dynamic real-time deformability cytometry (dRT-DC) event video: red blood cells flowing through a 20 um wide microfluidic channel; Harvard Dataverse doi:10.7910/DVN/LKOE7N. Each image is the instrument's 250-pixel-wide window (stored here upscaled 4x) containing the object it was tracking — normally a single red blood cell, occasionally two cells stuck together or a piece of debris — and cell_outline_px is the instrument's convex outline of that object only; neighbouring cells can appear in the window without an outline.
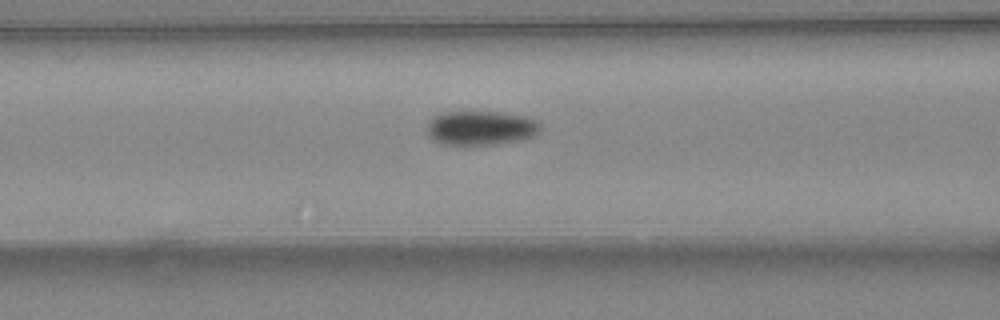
{"species": "common noctule bat (a hibernating species)", "species_latin": "Nyctalus noctula", "temperature_condition": "warm", "stored_images_in_passage": 25, "camera_frame_rate_fps": 3000, "um_per_image_px": 0.085, "animal": {"sex": "female", "body_mass_g": 24.6, "forearm_length_mm": 56.2}, "frame": {"image": 1, "passage_image": 7, "time_ms": 2.0, "image_size_px": [1000, 320], "cell_outline_px": [[540, 132], [532, 136], [520, 140], [496, 144], [440, 144], [432, 140], [428, 136], [428, 124], [436, 116], [444, 112], [496, 112], [524, 116], [536, 120], [540, 124]], "centroid_in_image_um": [40.87, 10.88], "position_along_channel_um": 125.7, "area_um2": 22.37}}
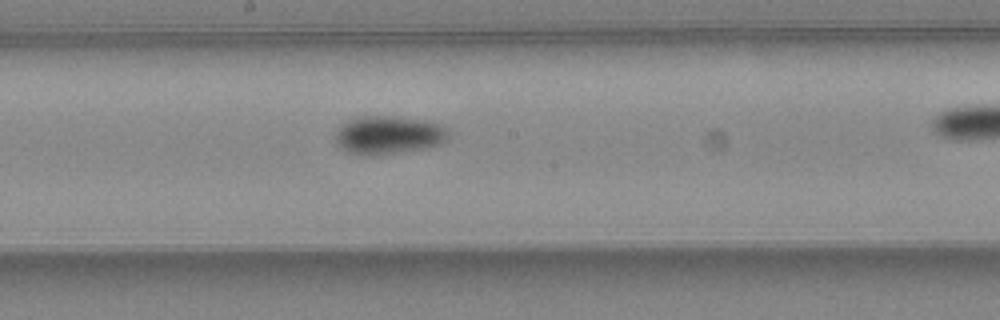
{"frame": {"image": 2, "passage_image": 13, "time_ms": 4.0, "image_size_px": [1000, 320], "cell_outline_px": [[448, 136], [440, 144], [424, 148], [372, 156], [364, 156], [348, 152], [336, 140], [336, 132], [340, 124], [348, 120], [360, 116], [392, 116], [424, 120], [436, 124], [444, 128], [448, 132]], "centroid_in_image_um": [32.97, 11.47], "position_along_channel_um": 215.2, "area_um2": 24.85}}
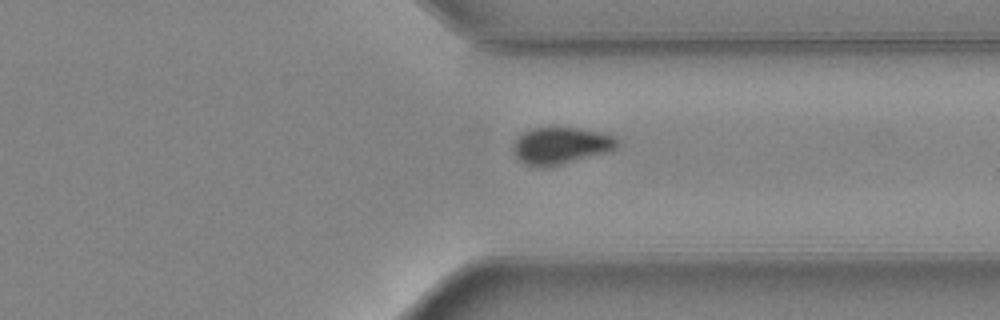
{"frame": {"image": 3, "passage_image": 23, "time_ms": 7.333, "image_size_px": [1000, 320], "cell_outline_px": [[616, 148], [608, 152], [548, 168], [536, 168], [524, 164], [516, 156], [512, 148], [512, 144], [524, 132], [532, 128], [580, 128], [600, 132], [612, 136], [616, 140]], "centroid_in_image_um": [47.62, 12.41], "position_along_channel_um": 363.8, "area_um2": 22.37}}